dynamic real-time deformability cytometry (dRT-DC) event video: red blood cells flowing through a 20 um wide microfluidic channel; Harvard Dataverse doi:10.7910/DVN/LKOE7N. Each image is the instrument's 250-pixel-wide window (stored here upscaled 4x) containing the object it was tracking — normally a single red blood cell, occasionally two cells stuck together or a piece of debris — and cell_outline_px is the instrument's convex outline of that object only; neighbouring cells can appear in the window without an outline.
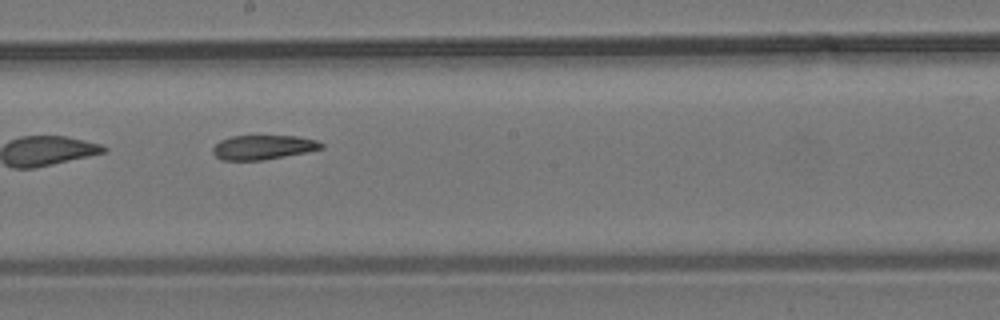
{"species": "common noctule bat (a hibernating species)", "species_latin": "Nyctalus noctula", "temperature_condition": "room temperature", "stored_images_in_passage": 9, "camera_frame_rate_fps": 3000, "um_per_image_px": 0.085, "animal": {"sex": "male", "body_mass_g": 19.2, "forearm_length_mm": 51.8}, "frame": {"image": 1, "passage_image": 9, "time_ms": 9.333, "image_size_px": [1000, 320], "cell_outline_px": [[324, 148], [264, 160], [220, 160], [212, 152], [212, 148], [220, 140], [232, 136], [296, 136], [316, 140], [324, 144]], "centroid_in_image_um": [22.34, 12.52], "position_along_channel_um": 225.9, "area_um2": 15.32}}